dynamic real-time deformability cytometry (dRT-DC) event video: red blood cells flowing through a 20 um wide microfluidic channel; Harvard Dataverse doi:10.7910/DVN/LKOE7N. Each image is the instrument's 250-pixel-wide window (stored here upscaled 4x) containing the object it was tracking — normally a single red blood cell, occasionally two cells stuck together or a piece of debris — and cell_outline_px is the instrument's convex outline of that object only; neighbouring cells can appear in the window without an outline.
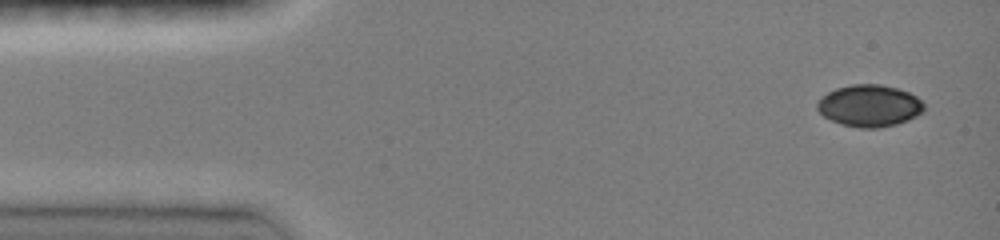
{"species": "common noctule bat (a hibernating species)", "species_latin": "Nyctalus noctula", "temperature_condition": "room temperature", "stored_images_in_passage": 9, "camera_frame_rate_fps": 3000, "um_per_image_px": 0.085, "animal": {"sex": "female", "body_mass_g": 19.0, "forearm_length_mm": 51.5}, "frame": {"image": 1, "passage_image": 1, "time_ms": 0.0, "image_size_px": [1000, 240], "cell_outline_px": [[924, 112], [908, 120], [896, 124], [880, 128], [860, 128], [840, 124], [824, 116], [816, 108], [816, 104], [828, 92], [836, 88], [852, 84], [880, 84], [896, 88], [908, 92], [916, 96], [924, 104]], "centroid_in_image_um": [73.92, 8.99], "position_along_channel_um": 11.1, "area_um2": 26.01}}
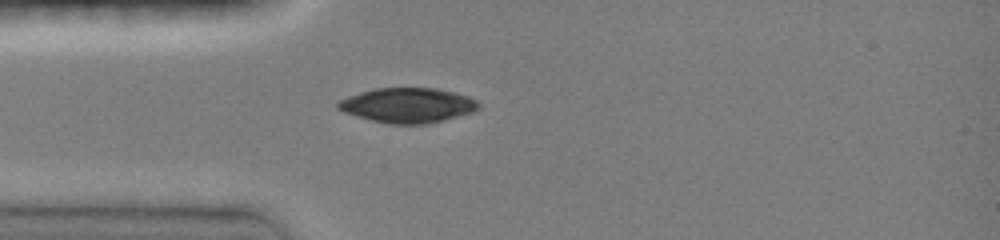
{"frame": {"image": 2, "passage_image": 6, "time_ms": 1.667, "image_size_px": [1000, 240], "cell_outline_px": [[480, 108], [472, 112], [444, 120], [424, 124], [392, 124], [372, 120], [356, 116], [344, 112], [336, 108], [336, 104], [340, 100], [348, 96], [360, 92], [376, 88], [436, 88], [456, 92], [468, 96], [476, 100], [480, 104]], "centroid_in_image_um": [34.67, 8.94], "position_along_channel_um": 50.3, "area_um2": 28.55}}